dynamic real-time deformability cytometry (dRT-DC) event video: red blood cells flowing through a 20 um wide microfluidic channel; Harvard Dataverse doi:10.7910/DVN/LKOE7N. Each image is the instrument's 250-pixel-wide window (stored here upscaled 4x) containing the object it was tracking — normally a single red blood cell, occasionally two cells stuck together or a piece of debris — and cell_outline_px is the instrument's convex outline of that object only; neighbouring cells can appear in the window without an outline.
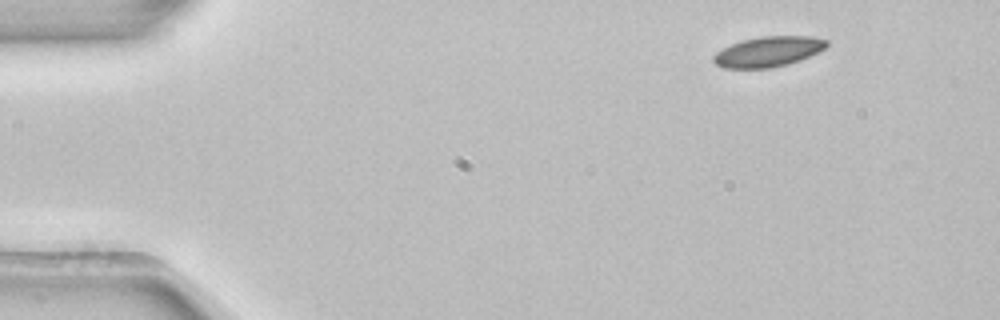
{"species": "common noctule bat (a hibernating species)", "species_latin": "Nyctalus noctula", "temperature_condition": "room temperature", "stored_images_in_passage": 4, "camera_frame_rate_fps": 3000, "um_per_image_px": 0.085, "animal": {"sex": "female", "body_mass_g": 22.7, "forearm_length_mm": 54.2}, "frame": {"image": 1, "passage_image": 1, "time_ms": 0.0, "image_size_px": [1000, 320], "cell_outline_px": [[828, 44], [824, 48], [800, 60], [788, 64], [772, 68], [724, 68], [716, 64], [712, 60], [712, 56], [716, 52], [740, 40], [760, 36], [808, 36], [828, 40]], "centroid_in_image_um": [65.26, 4.39], "position_along_channel_um": 19.7, "area_um2": 19.88}}
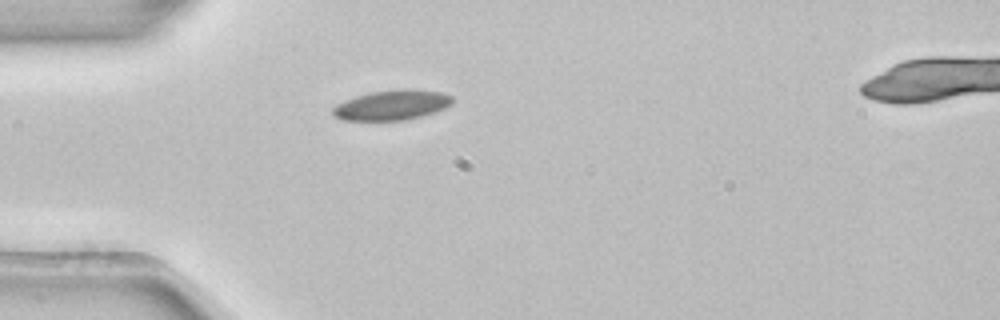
{"frame": {"image": 2, "passage_image": 3, "time_ms": 0.667, "image_size_px": [1000, 320], "cell_outline_px": [[452, 104], [444, 108], [420, 116], [404, 120], [340, 120], [332, 112], [332, 108], [336, 104], [344, 100], [356, 96], [372, 92], [404, 88], [412, 88], [444, 92], [452, 96]], "centroid_in_image_um": [33.32, 8.91], "position_along_channel_um": 51.7, "area_um2": 20.92}}